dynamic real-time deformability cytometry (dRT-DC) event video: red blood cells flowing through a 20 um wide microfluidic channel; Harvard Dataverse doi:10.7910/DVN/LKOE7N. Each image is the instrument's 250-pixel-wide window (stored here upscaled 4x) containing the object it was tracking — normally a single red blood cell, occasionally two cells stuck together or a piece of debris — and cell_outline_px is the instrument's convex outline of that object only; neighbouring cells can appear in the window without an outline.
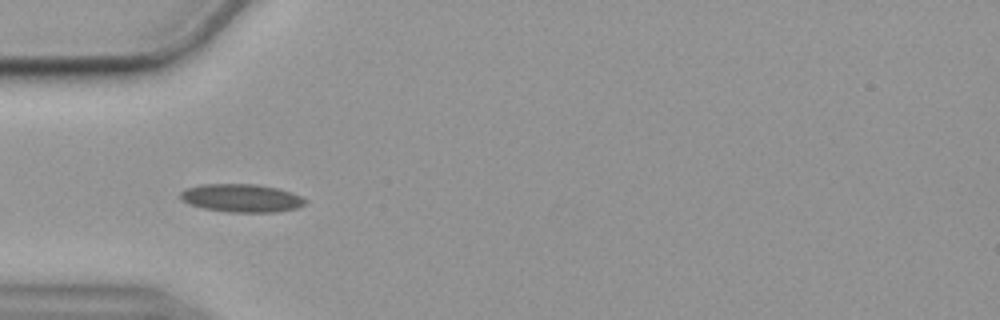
{"species": "common noctule bat (a hibernating species)", "species_latin": "Nyctalus noctula", "temperature_condition": "cold", "stored_images_in_passage": 40, "camera_frame_rate_fps": 3000, "um_per_image_px": 0.085, "animal": {"sex": "female", "body_mass_g": 19.9}, "frame": {"image": 1, "passage_image": 1, "time_ms": 0.0, "image_size_px": [1000, 320], "cell_outline_px": [[308, 200], [304, 204], [296, 208], [276, 212], [228, 212], [204, 208], [188, 204], [180, 200], [180, 192], [188, 188], [200, 184], [256, 184], [276, 188], [292, 192]], "centroid_in_image_um": [20.51, 16.83], "position_along_channel_um": 64.5, "area_um2": 20.46}}
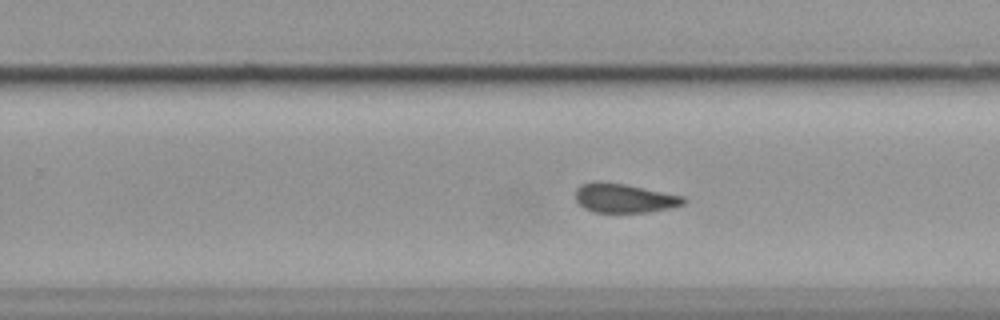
{"frame": {"image": 2, "passage_image": 19, "time_ms": 6.0, "image_size_px": [1000, 320], "cell_outline_px": [[688, 200], [684, 204], [668, 208], [648, 212], [592, 212], [584, 208], [576, 200], [576, 188], [580, 184], [624, 184], [684, 196]], "centroid_in_image_um": [53.11, 16.88], "position_along_channel_um": 276.7, "area_um2": 17.74}}
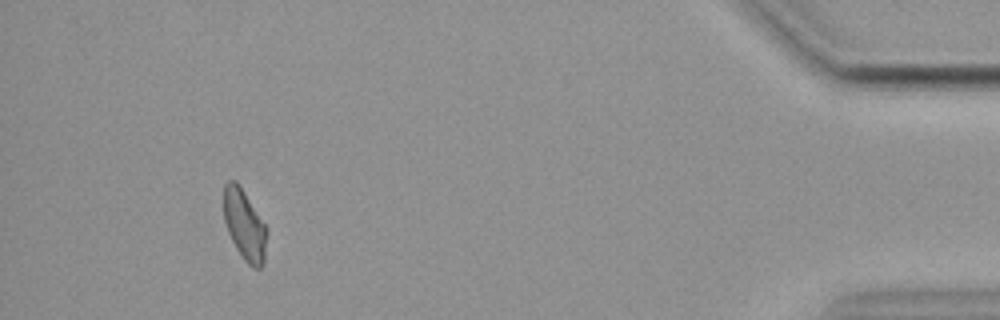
{"frame": {"image": 3, "passage_image": 36, "time_ms": 11.667, "image_size_px": [1000, 320], "cell_outline_px": [[268, 232], [264, 264], [260, 268], [252, 268], [244, 260], [236, 248], [228, 232], [224, 220], [224, 184], [228, 180], [236, 180], [244, 192], [264, 224]], "centroid_in_image_um": [20.79, 19.15], "position_along_channel_um": 414.4, "area_um2": 17.63}, "authors_computed_cell_mechanics": {"area_um2": 18.6116, "velocity_mm_per_s": 3.5652, "shape_relaxation_time_tau1_ms": null, "shape_relaxation_time_tau2_ms": 2.202, "deformation_change_tau1": null, "deformation_change_tau2": 0.08}}